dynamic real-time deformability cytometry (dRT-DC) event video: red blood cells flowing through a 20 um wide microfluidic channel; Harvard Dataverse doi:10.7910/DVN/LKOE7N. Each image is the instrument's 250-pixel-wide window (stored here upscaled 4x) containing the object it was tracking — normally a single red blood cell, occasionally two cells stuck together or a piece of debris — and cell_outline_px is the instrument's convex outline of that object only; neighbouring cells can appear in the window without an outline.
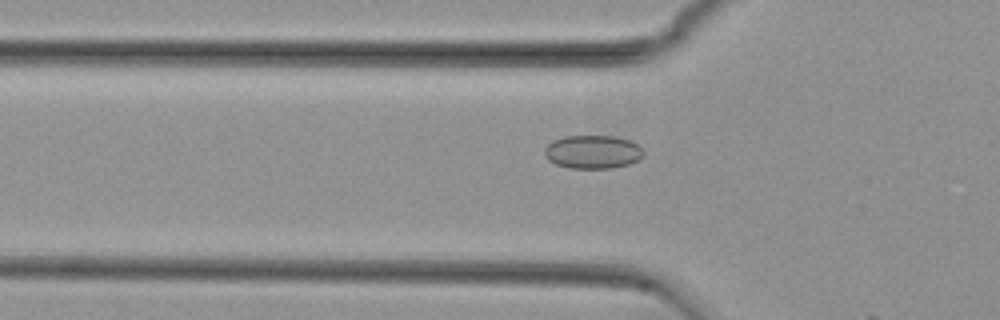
{"species": "common noctule bat (a hibernating species)", "species_latin": "Nyctalus noctula", "temperature_condition": "cold", "stored_images_in_passage": 7, "camera_frame_rate_fps": 3000, "um_per_image_px": 0.085, "animal": {"sex": "female", "body_mass_g": 29.2, "forearm_length_mm": 56.3}, "frame": {"image": 1, "passage_image": 6, "time_ms": 1.667, "image_size_px": [1000, 320], "cell_outline_px": [[644, 156], [628, 164], [612, 168], [568, 168], [556, 164], [548, 160], [544, 156], [544, 148], [552, 140], [564, 136], [616, 136], [632, 140], [644, 152]], "centroid_in_image_um": [50.36, 12.9], "position_along_channel_um": 75.4, "area_um2": 19.42}}